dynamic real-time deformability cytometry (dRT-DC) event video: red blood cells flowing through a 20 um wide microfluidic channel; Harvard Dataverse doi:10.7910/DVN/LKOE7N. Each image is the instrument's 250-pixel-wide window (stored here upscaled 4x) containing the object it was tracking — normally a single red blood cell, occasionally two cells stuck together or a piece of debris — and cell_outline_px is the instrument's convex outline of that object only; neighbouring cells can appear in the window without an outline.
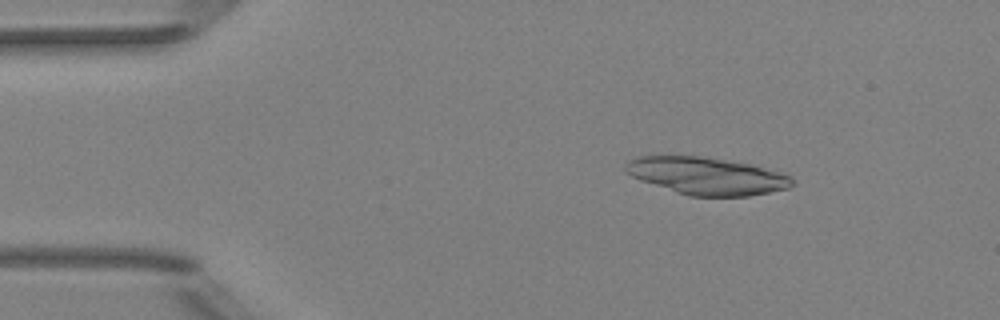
{"species": "Egyptian fruit bat (a non-hibernating species)", "species_latin": "Rousettus aegyptiacus", "temperature_condition": "room temperature", "stored_images_in_passage": 4, "camera_frame_rate_fps": 3000, "um_per_image_px": 0.085, "animal": {"sex": "female"}, "frame": {"image": 1, "passage_image": 2, "time_ms": 1.333, "image_size_px": [1000, 320], "cell_outline_px": [[792, 184], [788, 188], [748, 196], [688, 196], [640, 180], [624, 172], [624, 164], [628, 160], [636, 156], [700, 156], [752, 164], [780, 172], [792, 176]], "centroid_in_image_um": [60.03, 14.95], "position_along_channel_um": 25.0, "area_um2": 36.24}}